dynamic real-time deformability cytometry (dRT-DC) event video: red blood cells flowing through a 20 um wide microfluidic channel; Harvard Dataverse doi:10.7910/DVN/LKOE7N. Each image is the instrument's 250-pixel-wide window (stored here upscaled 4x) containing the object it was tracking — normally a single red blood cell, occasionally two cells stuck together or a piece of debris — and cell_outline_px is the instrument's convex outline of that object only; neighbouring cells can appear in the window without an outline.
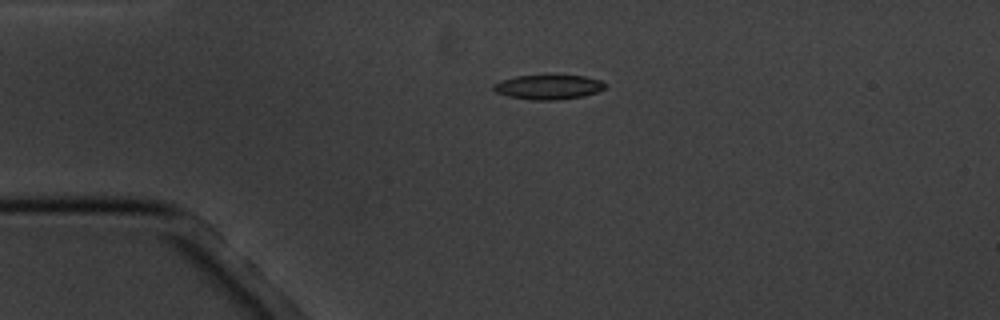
{"species": "common noctule bat (a hibernating species)", "species_latin": "Nyctalus noctula", "temperature_condition": "cold", "stored_images_in_passage": 2, "camera_frame_rate_fps": 3000, "um_per_image_px": 0.085, "animal": {"sex": "male", "body_mass_g": 20.1, "forearm_length_mm": 53.5}, "frame": {"image": 1, "passage_image": 1, "time_ms": 0.0, "image_size_px": [1000, 320], "cell_outline_px": [[604, 88], [596, 92], [584, 96], [556, 100], [532, 100], [508, 96], [496, 92], [492, 88], [492, 84], [500, 80], [516, 76], [584, 76], [600, 80], [604, 84]], "centroid_in_image_um": [46.56, 7.41], "position_along_channel_um": 38.4, "area_um2": 15.78}}